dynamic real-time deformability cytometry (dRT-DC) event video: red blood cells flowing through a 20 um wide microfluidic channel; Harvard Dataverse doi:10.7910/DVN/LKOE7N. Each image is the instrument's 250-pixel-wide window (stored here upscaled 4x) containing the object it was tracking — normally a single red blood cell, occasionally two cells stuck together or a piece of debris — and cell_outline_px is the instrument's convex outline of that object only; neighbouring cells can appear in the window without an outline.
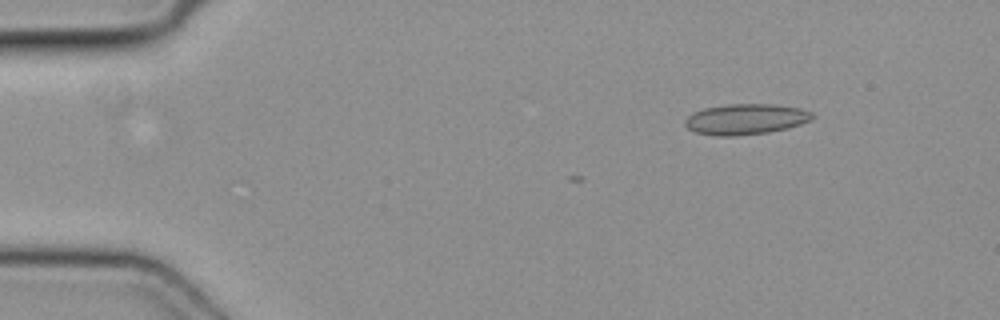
{"species": "common noctule bat (a hibernating species)", "species_latin": "Nyctalus noctula", "temperature_condition": "cold", "stored_images_in_passage": 2, "camera_frame_rate_fps": 3000, "um_per_image_px": 0.085, "animal": {"sex": "female", "body_mass_g": 19.3, "forearm_length_mm": 54.1}, "frame": {"image": 1, "passage_image": 2, "time_ms": 0.333, "image_size_px": [1000, 320], "cell_outline_px": [[816, 116], [812, 120], [788, 128], [768, 132], [732, 136], [716, 136], [696, 132], [688, 128], [684, 124], [684, 120], [692, 112], [704, 108], [728, 104], [776, 104], [800, 108], [812, 112]], "centroid_in_image_um": [63.4, 10.12], "position_along_channel_um": 21.6, "area_um2": 22.89}}